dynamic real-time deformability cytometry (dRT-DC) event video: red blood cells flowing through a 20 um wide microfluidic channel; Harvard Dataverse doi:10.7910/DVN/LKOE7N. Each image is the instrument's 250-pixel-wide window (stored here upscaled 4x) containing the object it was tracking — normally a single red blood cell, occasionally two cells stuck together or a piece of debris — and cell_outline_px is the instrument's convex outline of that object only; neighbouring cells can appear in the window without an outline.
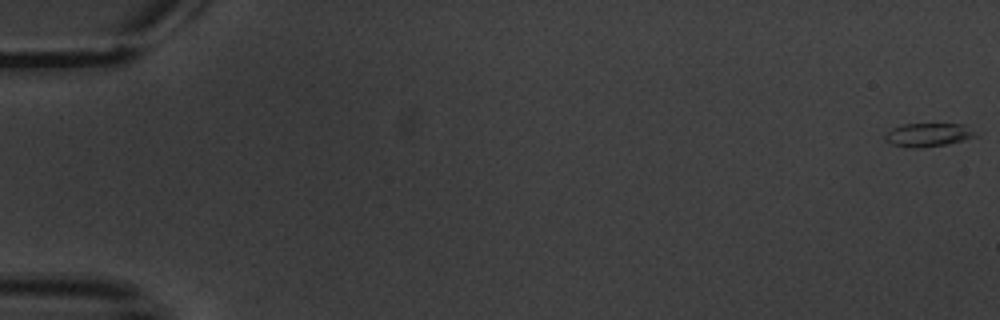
{"species": "common noctule bat (a hibernating species)", "species_latin": "Nyctalus noctula", "temperature_condition": "warm", "stored_images_in_passage": 6, "camera_frame_rate_fps": 3000, "um_per_image_px": 0.085, "animal": {"sex": "male", "body_mass_g": 20.1, "forearm_length_mm": 53.5}, "frame": {"image": 1, "passage_image": 1, "time_ms": 0.0, "image_size_px": [1000, 320], "cell_outline_px": [[984, 128], [980, 136], [948, 144], [920, 148], [912, 148], [892, 144], [884, 140], [884, 136], [892, 128], [904, 124], [964, 124]], "centroid_in_image_um": [79.11, 11.44], "position_along_channel_um": 5.9, "area_um2": 13.06}}
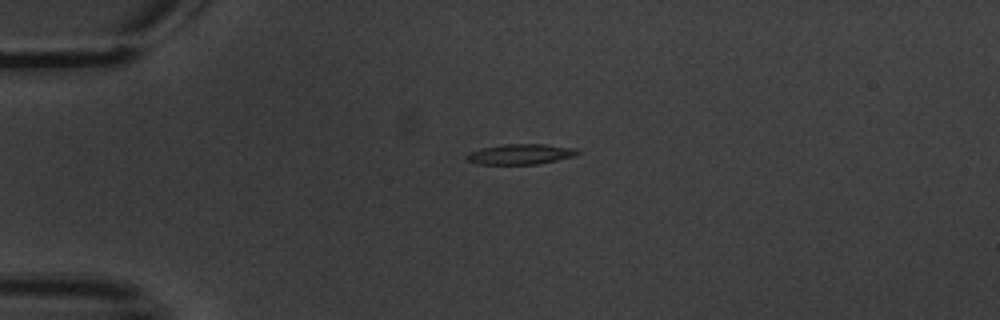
{"frame": {"image": 2, "passage_image": 5, "time_ms": 5.0, "image_size_px": [1000, 320], "cell_outline_px": [[580, 152], [572, 156], [556, 160], [536, 164], [476, 164], [468, 160], [468, 152], [480, 148], [504, 144], [544, 144], [576, 148]], "centroid_in_image_um": [44.22, 13.09], "position_along_channel_um": 40.8, "area_um2": 13.01}}